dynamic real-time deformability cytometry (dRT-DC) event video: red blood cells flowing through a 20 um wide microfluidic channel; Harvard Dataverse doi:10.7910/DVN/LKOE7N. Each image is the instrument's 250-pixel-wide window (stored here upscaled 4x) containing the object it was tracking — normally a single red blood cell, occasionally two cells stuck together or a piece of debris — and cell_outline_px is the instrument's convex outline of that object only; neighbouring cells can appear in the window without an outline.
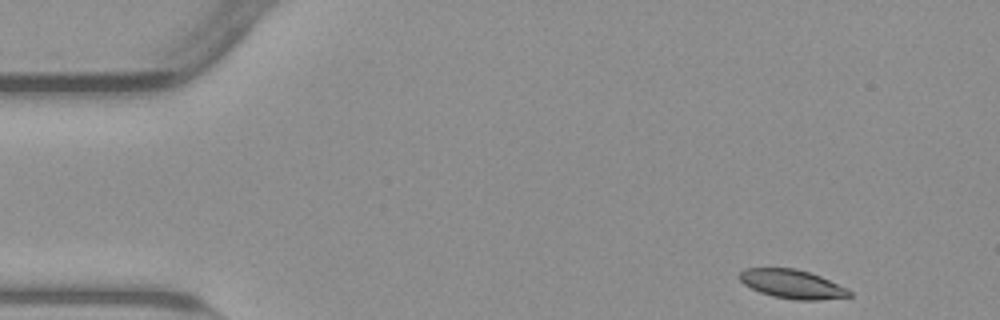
{"species": "common noctule bat (a hibernating species)", "species_latin": "Nyctalus noctula", "temperature_condition": "warm", "stored_images_in_passage": 50, "camera_frame_rate_fps": 3000, "um_per_image_px": 0.085, "animal": {"sex": "male", "body_mass_g": 23.1, "forearm_length_mm": 52.7}, "frame": {"image": 1, "passage_image": 1, "time_ms": 0.0, "image_size_px": [1000, 320], "cell_outline_px": [[852, 296], [816, 300], [796, 300], [772, 296], [760, 292], [744, 284], [740, 280], [740, 272], [744, 268], [796, 268], [820, 276], [848, 288], [852, 292]], "centroid_in_image_um": [67.35, 24.14], "position_along_channel_um": 17.6, "area_um2": 18.38}}
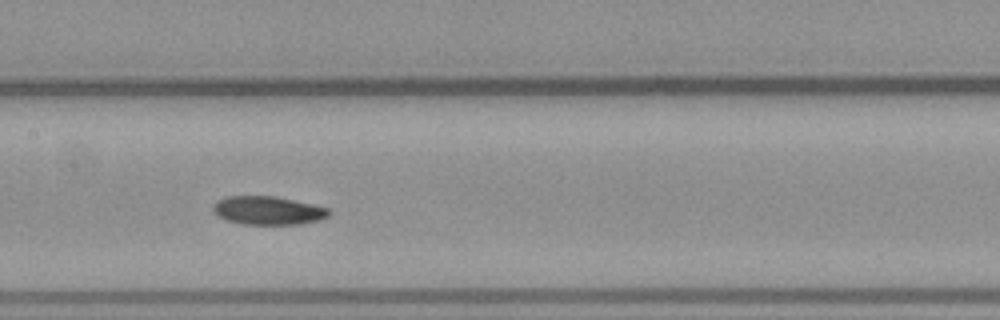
{"frame": {"image": 2, "passage_image": 22, "time_ms": 7.0, "image_size_px": [1000, 320], "cell_outline_px": [[332, 212], [328, 216], [320, 220], [300, 224], [240, 224], [224, 220], [212, 212], [212, 204], [216, 200], [228, 196], [276, 196], [312, 204], [328, 208]], "centroid_in_image_um": [22.73, 17.89], "position_along_channel_um": 184.7, "area_um2": 19.48}}
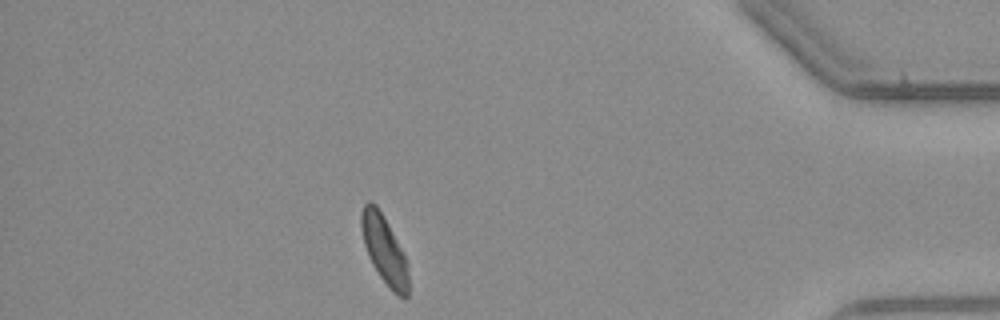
{"frame": {"image": 3, "passage_image": 43, "time_ms": 14.0, "image_size_px": [1000, 320], "cell_outline_px": [[408, 296], [404, 300], [392, 292], [380, 276], [372, 264], [368, 256], [364, 244], [360, 228], [360, 212], [364, 204], [368, 200], [372, 200], [376, 204], [384, 216], [408, 264]], "centroid_in_image_um": [32.64, 21.22], "position_along_channel_um": 402.6, "area_um2": 18.84}, "authors_computed_cell_mechanics": {"area_um2": 19.4786, "velocity_mm_per_s": 3.799, "shape_relaxation_time_tau1_ms": 4.0069, "shape_relaxation_time_tau2_ms": 10.7441, "deformation_change_tau1": 0.1443, "deformation_change_tau2": 0.1812}}